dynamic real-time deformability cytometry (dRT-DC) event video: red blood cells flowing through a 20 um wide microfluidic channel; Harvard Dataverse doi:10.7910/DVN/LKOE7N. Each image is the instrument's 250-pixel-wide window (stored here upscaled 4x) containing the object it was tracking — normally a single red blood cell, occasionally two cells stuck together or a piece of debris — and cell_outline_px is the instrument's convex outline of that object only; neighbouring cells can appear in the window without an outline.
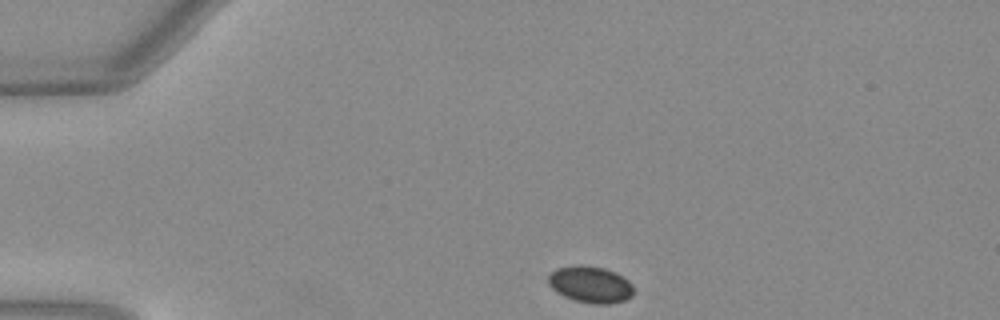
{"species": "Egyptian fruit bat (a non-hibernating species)", "species_latin": "Rousettus aegyptiacus", "temperature_condition": "warm", "stored_images_in_passage": 42, "camera_frame_rate_fps": 3000, "um_per_image_px": 0.085, "animal": {"sex": "female"}, "frame": {"image": 1, "passage_image": 1, "time_ms": 0.0, "image_size_px": [1000, 320], "cell_outline_px": [[632, 296], [624, 300], [608, 304], [592, 304], [576, 300], [564, 296], [556, 292], [548, 284], [548, 276], [556, 268], [576, 264], [580, 264], [604, 268], [616, 272], [628, 280], [632, 284]], "centroid_in_image_um": [50.17, 24.16], "position_along_channel_um": 34.8, "area_um2": 18.26}}
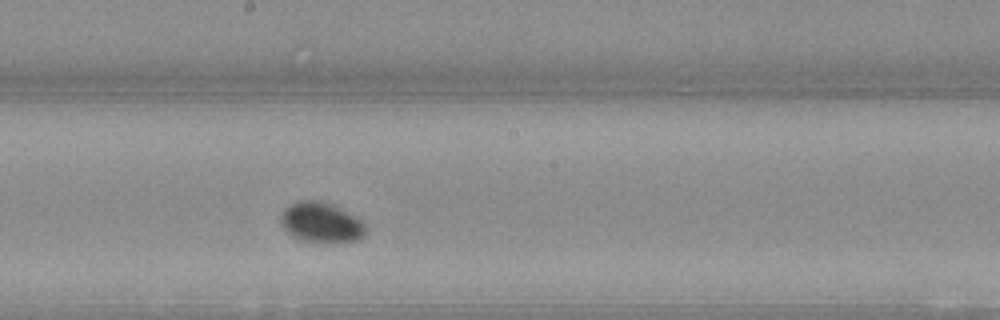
{"frame": {"image": 2, "passage_image": 19, "time_ms": 6.0, "image_size_px": [1000, 320], "cell_outline_px": [[368, 232], [360, 240], [336, 244], [316, 244], [300, 240], [292, 236], [280, 224], [280, 216], [284, 208], [300, 200], [316, 200], [328, 204], [360, 220], [368, 228]], "centroid_in_image_um": [27.3, 18.99], "position_along_channel_um": 220.9, "area_um2": 20.23}}
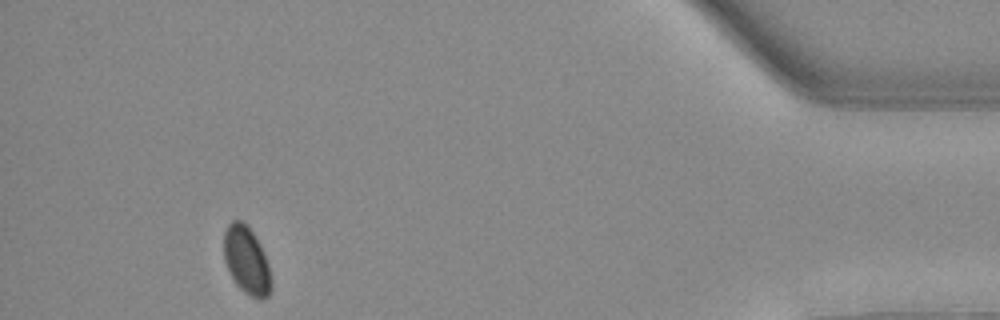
{"frame": {"image": 3, "passage_image": 38, "time_ms": 12.333, "image_size_px": [1000, 320], "cell_outline_px": [[272, 288], [268, 296], [264, 300], [256, 300], [244, 292], [236, 284], [224, 260], [224, 232], [228, 224], [232, 220], [240, 220], [252, 232], [260, 244], [264, 252], [268, 264], [272, 284]], "centroid_in_image_um": [20.98, 22.18], "position_along_channel_um": 414.2, "area_um2": 18.67}, "authors_computed_cell_mechanics": {"area_um2": 18.5538, "velocity_mm_per_s": 3.9925, "shape_relaxation_time_tau1_ms": 7.1766, "shape_relaxation_time_tau2_ms": null, "deformation_change_tau1": 0.0567, "deformation_change_tau2": null}}